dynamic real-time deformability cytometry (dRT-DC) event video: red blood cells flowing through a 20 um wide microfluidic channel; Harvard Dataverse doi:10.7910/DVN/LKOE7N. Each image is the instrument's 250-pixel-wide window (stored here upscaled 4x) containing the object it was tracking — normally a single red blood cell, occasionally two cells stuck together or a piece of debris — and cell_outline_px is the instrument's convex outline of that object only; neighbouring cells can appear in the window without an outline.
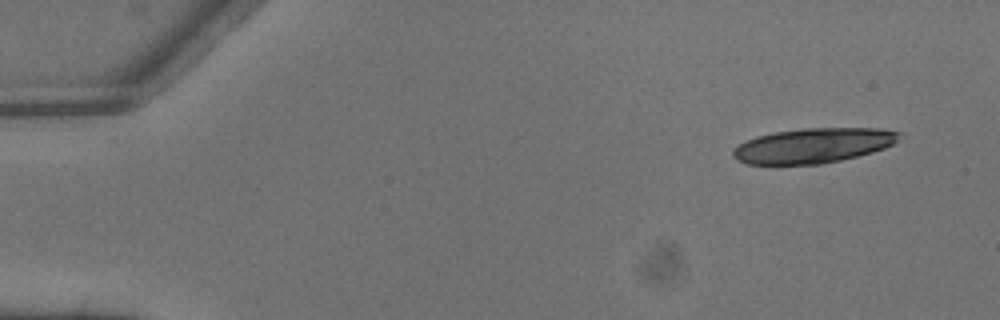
{"species": "common noctule bat (a hibernating species)", "species_latin": "Nyctalus noctula", "temperature_condition": "warm", "stored_images_in_passage": 3, "camera_frame_rate_fps": 3000, "um_per_image_px": 0.085, "animal": {"sex": "male", "body_mass_g": 13.3}, "frame": {"image": 1, "passage_image": 1, "time_ms": 0.0, "image_size_px": [1000, 320], "cell_outline_px": [[904, 132], [900, 140], [884, 148], [872, 152], [840, 160], [820, 164], [748, 164], [736, 160], [732, 156], [732, 152], [740, 144], [756, 136], [772, 132], [804, 128], [880, 128]], "centroid_in_image_um": [69.17, 12.36], "position_along_channel_um": 15.8, "area_um2": 33.87}}